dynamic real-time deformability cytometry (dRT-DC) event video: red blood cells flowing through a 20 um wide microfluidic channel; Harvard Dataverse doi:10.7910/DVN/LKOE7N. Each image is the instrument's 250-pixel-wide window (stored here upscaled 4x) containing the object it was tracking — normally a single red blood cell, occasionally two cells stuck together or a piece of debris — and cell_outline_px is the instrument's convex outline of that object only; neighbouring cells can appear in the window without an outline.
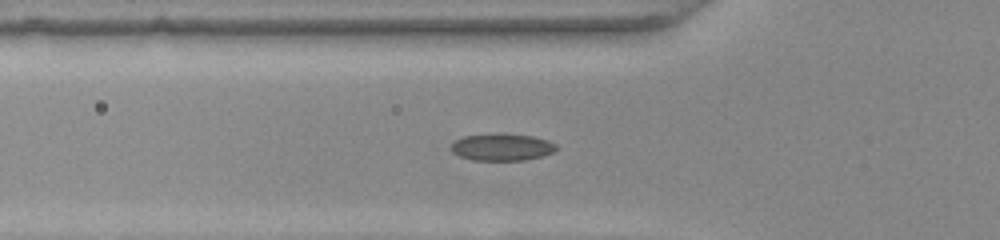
{"species": "common noctule bat (a hibernating species)", "species_latin": "Nyctalus noctula", "temperature_condition": "warm", "stored_images_in_passage": 52, "camera_frame_rate_fps": 3000, "um_per_image_px": 0.085, "animal": {"sex": "female", "body_mass_g": 22.0, "forearm_length_mm": 56.7}, "frame": {"image": 1, "passage_image": 17, "time_ms": 5.333, "image_size_px": [1000, 240], "cell_outline_px": [[560, 148], [552, 152], [540, 156], [524, 160], [472, 160], [460, 156], [452, 152], [452, 144], [456, 140], [464, 136], [532, 136], [548, 140], [556, 144]], "centroid_in_image_um": [42.7, 12.55], "position_along_channel_um": 83.1, "area_um2": 15.72}}
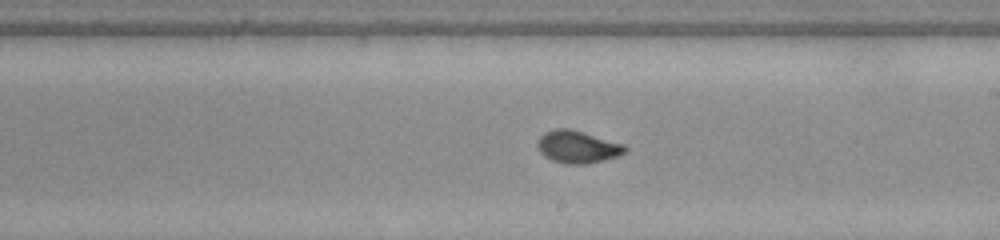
{"frame": {"image": 2, "passage_image": 29, "time_ms": 9.333, "image_size_px": [1000, 240], "cell_outline_px": [[628, 148], [620, 156], [604, 160], [584, 164], [564, 164], [552, 160], [544, 156], [540, 152], [536, 144], [540, 136], [544, 132], [556, 128], [568, 128], [584, 132], [624, 144]], "centroid_in_image_um": [49.08, 12.48], "position_along_channel_um": 239.9, "area_um2": 16.65}}
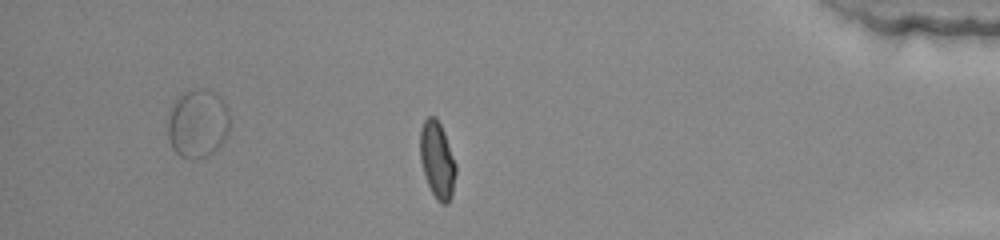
{"frame": {"image": 3, "passage_image": 44, "time_ms": 14.333, "image_size_px": [1000, 240], "cell_outline_px": [[456, 172], [452, 196], [448, 204], [440, 204], [436, 200], [424, 176], [420, 160], [420, 128], [424, 120], [428, 116], [436, 116], [444, 132], [456, 164]], "centroid_in_image_um": [37.16, 13.61], "position_along_channel_um": 398.0, "area_um2": 16.18}, "authors_computed_cell_mechanics": {"area_um2": 15.9528, "velocity_mm_per_s": 3.9123, "shape_relaxation_time_tau1_ms": 5.1284, "shape_relaxation_time_tau2_ms": null, "deformation_change_tau1": 0.2006, "deformation_change_tau2": null}}